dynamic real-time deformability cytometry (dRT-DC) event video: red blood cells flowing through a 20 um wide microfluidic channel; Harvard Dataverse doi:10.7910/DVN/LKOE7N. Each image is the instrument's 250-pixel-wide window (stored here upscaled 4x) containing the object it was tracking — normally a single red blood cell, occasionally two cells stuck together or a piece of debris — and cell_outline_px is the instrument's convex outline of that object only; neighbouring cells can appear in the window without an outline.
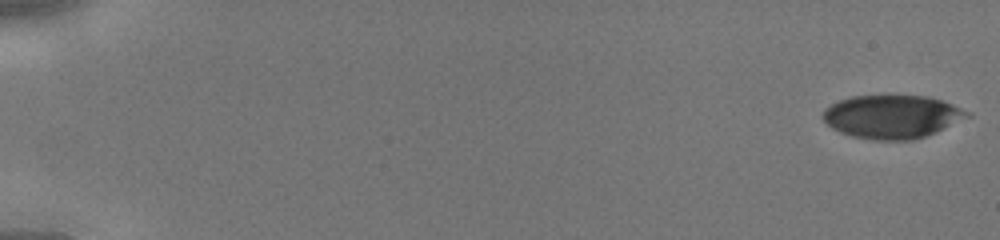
{"species": "human", "species_latin": "Homo sapiens", "temperature_condition": "cold", "stored_images_in_passage": 45, "camera_frame_rate_fps": 3000, "um_per_image_px": 0.085, "donor": {"sex": "male"}, "frame": {"image": 1, "passage_image": 1, "time_ms": 0.0, "image_size_px": [1000, 240], "cell_outline_px": [[972, 116], [936, 132], [912, 140], [872, 140], [852, 136], [840, 132], [832, 128], [820, 116], [824, 108], [840, 100], [852, 96], [924, 96], [940, 100], [952, 104], [972, 112]], "centroid_in_image_um": [75.83, 9.92], "position_along_channel_um": 9.2, "area_um2": 36.47}}
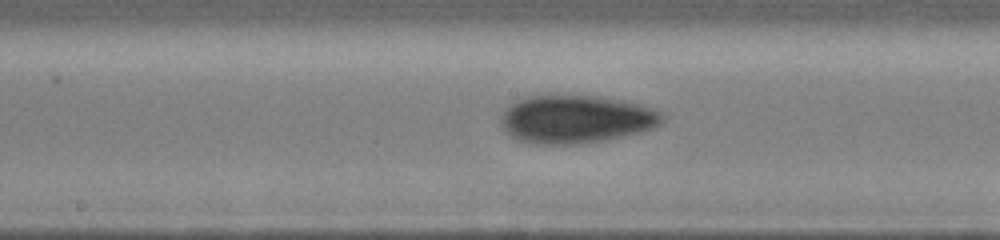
{"frame": {"image": 2, "passage_image": 25, "time_ms": 8.0, "image_size_px": [1000, 240], "cell_outline_px": [[668, 116], [664, 124], [656, 128], [640, 132], [604, 140], [580, 144], [532, 144], [520, 140], [512, 136], [500, 124], [500, 116], [516, 100], [528, 96], [600, 96], [624, 100], [656, 108], [664, 112]], "centroid_in_image_um": [49.07, 10.13], "position_along_channel_um": 199.1, "area_um2": 45.66}}
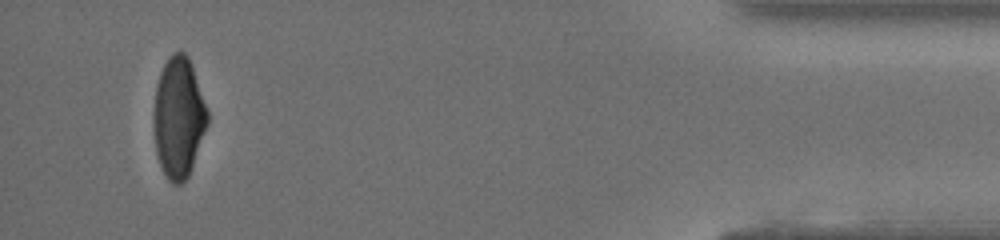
{"frame": {"image": 3, "passage_image": 43, "time_ms": 14.0, "image_size_px": [1000, 240], "cell_outline_px": [[208, 124], [188, 176], [180, 184], [172, 184], [168, 180], [160, 164], [156, 152], [156, 88], [160, 72], [168, 56], [172, 52], [184, 52], [188, 56], [208, 112]], "centroid_in_image_um": [15.21, 9.98], "position_along_channel_um": 420.0, "area_um2": 36.7}}